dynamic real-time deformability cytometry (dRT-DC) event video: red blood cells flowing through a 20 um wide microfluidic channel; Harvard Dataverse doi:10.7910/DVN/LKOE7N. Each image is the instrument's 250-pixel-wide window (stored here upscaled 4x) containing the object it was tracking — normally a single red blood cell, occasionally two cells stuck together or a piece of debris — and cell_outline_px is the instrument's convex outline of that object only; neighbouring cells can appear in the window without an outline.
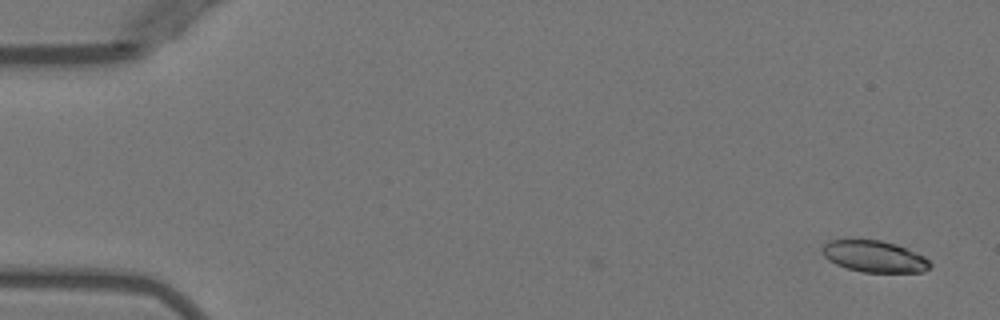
{"species": "Egyptian fruit bat (a non-hibernating species)", "species_latin": "Rousettus aegyptiacus", "temperature_condition": "warm", "stored_images_in_passage": 50, "camera_frame_rate_fps": 3000, "um_per_image_px": 0.085, "animal": {"sex": "female"}, "frame": {"image": 1, "passage_image": 1, "time_ms": 0.0, "image_size_px": [1000, 320], "cell_outline_px": [[932, 264], [924, 272], [864, 272], [848, 268], [836, 264], [828, 260], [824, 256], [820, 248], [828, 240], [852, 236], [880, 240], [896, 244], [908, 248], [924, 256]], "centroid_in_image_um": [74.25, 21.74], "position_along_channel_um": 10.8, "area_um2": 20.58}}
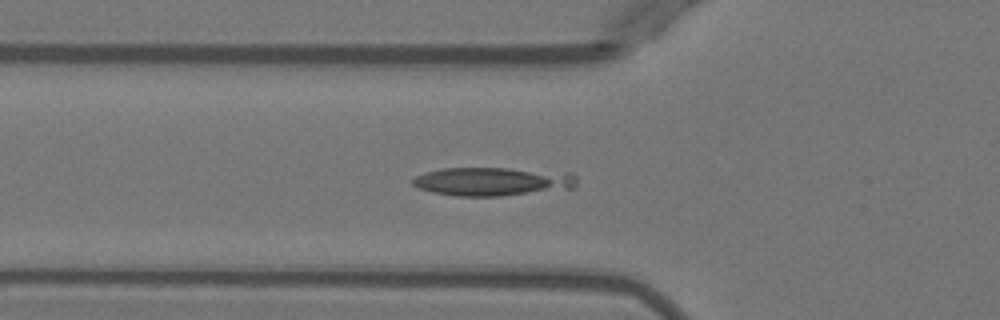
{"frame": {"image": 2, "passage_image": 17, "time_ms": 5.333, "image_size_px": [1000, 320], "cell_outline_px": [[576, 184], [572, 188], [500, 196], [456, 196], [432, 192], [420, 188], [412, 184], [412, 180], [416, 176], [424, 172], [444, 168], [508, 168], [572, 172], [576, 176]], "centroid_in_image_um": [41.88, 15.41], "position_along_channel_um": 83.9, "area_um2": 27.34}}
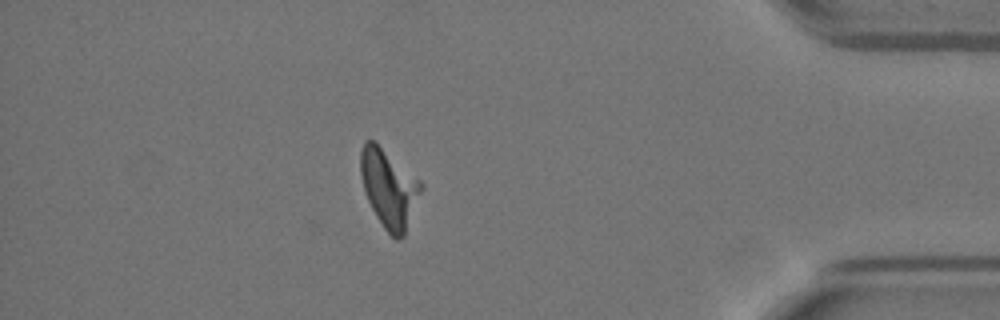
{"frame": {"image": 3, "passage_image": 44, "time_ms": 14.333, "image_size_px": [1000, 320], "cell_outline_px": [[424, 188], [404, 236], [400, 240], [396, 240], [384, 228], [376, 216], [364, 192], [360, 172], [360, 152], [364, 140], [372, 140], [420, 180], [424, 184]], "centroid_in_image_um": [33.07, 16.04], "position_along_channel_um": 402.1, "area_um2": 27.46}, "authors_computed_cell_mechanics": {"area_um2": 20.4034, "velocity_mm_per_s": 3.9596, "shape_relaxation_time_tau1_ms": 1.5366, "shape_relaxation_time_tau2_ms": null, "deformation_change_tau1": 0.3805, "deformation_change_tau2": null}}